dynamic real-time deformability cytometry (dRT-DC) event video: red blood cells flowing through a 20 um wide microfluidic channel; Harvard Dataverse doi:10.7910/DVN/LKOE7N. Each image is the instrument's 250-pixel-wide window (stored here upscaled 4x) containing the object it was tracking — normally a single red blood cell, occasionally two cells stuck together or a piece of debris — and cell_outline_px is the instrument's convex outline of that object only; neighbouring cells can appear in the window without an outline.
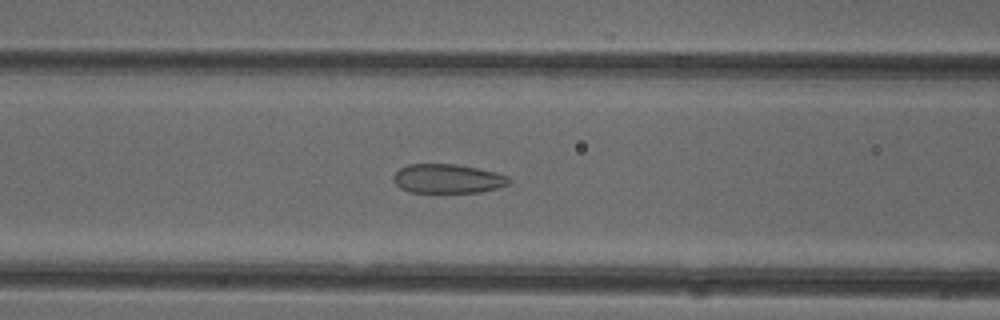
{"species": "common noctule bat (a hibernating species)", "species_latin": "Nyctalus noctula", "temperature_condition": "cold", "stored_images_in_passage": 47, "camera_frame_rate_fps": 3000, "um_per_image_px": 0.085, "animal": {"sex": "female"}, "frame": {"image": 1, "passage_image": 17, "time_ms": 5.333, "image_size_px": [1000, 320], "cell_outline_px": [[512, 180], [508, 184], [496, 188], [480, 192], [408, 192], [400, 188], [392, 180], [392, 176], [400, 168], [408, 164], [456, 164], [496, 172], [508, 176]], "centroid_in_image_um": [38.03, 15.18], "position_along_channel_um": 128.6, "area_um2": 19.65}}
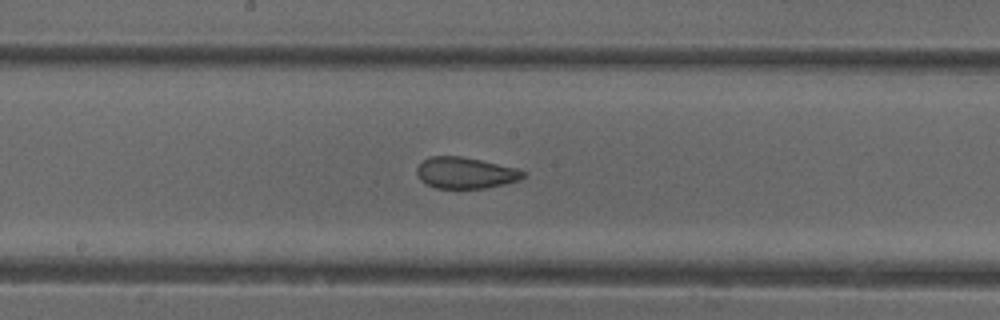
{"frame": {"image": 2, "passage_image": 23, "time_ms": 7.333, "image_size_px": [1000, 320], "cell_outline_px": [[528, 176], [520, 180], [504, 184], [484, 188], [436, 188], [420, 180], [416, 172], [416, 168], [424, 160], [432, 156], [460, 156], [480, 160], [516, 168], [524, 172]], "centroid_in_image_um": [39.57, 14.7], "position_along_channel_um": 208.6, "area_um2": 19.25}}
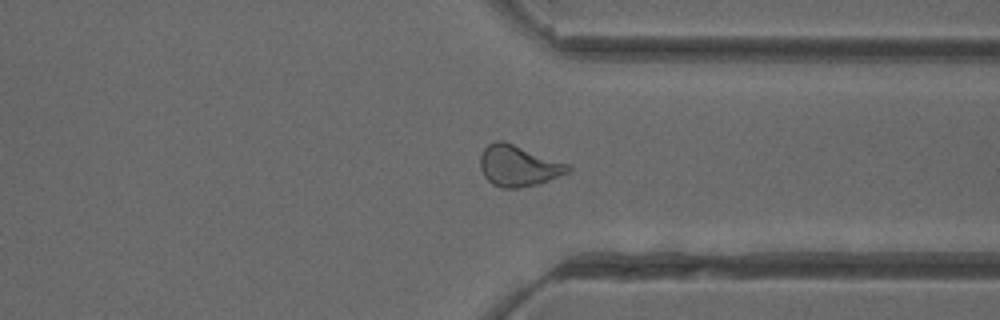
{"frame": {"image": 3, "passage_image": 35, "time_ms": 11.333, "image_size_px": [1000, 320], "cell_outline_px": [[572, 168], [568, 172], [540, 184], [516, 188], [500, 188], [492, 184], [484, 176], [480, 168], [480, 156], [484, 148], [488, 144], [496, 140], [504, 140], [572, 164]], "centroid_in_image_um": [44.09, 14.08], "position_along_channel_um": 367.3, "area_um2": 21.44}, "authors_computed_cell_mechanics": {"area_um2": 21.097, "velocity_mm_per_s": 3.9985, "shape_relaxation_time_tau1_ms": null, "shape_relaxation_time_tau2_ms": 1.26, "deformation_change_tau1": null, "deformation_change_tau2": 0.0844}}